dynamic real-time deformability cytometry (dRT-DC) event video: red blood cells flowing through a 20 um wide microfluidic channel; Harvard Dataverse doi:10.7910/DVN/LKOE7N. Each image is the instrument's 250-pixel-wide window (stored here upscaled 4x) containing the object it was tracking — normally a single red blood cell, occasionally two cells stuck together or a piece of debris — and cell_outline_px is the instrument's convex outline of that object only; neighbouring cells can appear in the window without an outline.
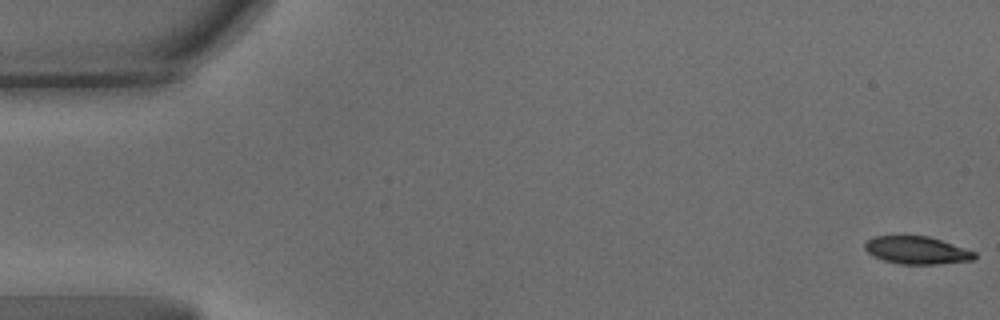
{"species": "common noctule bat (a hibernating species)", "species_latin": "Nyctalus noctula", "temperature_condition": "warm", "stored_images_in_passage": 63, "camera_frame_rate_fps": 3000, "um_per_image_px": 0.085, "animal": {"sex": "male", "body_mass_g": 15.6}, "frame": {"image": 1, "passage_image": 1, "time_ms": 0.0, "image_size_px": [1000, 320], "cell_outline_px": [[976, 256], [972, 260], [940, 264], [900, 264], [884, 260], [872, 256], [864, 248], [864, 244], [872, 236], [904, 232], [928, 236], [976, 252]], "centroid_in_image_um": [77.85, 21.22], "position_along_channel_um": 7.2, "area_um2": 18.38}}
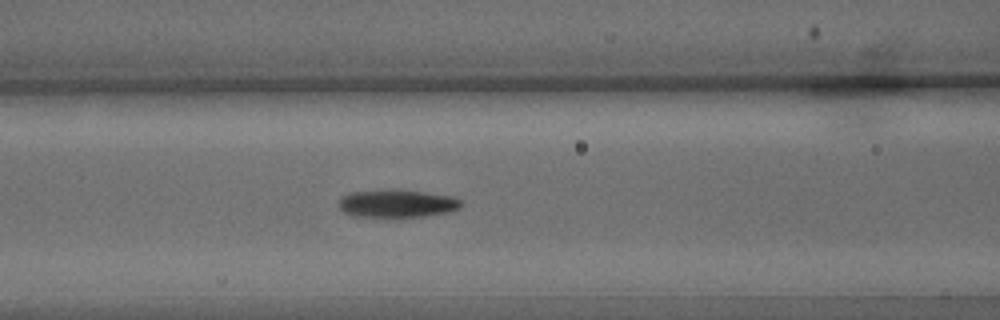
{"frame": {"image": 2, "passage_image": 26, "time_ms": 8.333, "image_size_px": [1000, 320], "cell_outline_px": [[464, 204], [460, 208], [448, 212], [400, 220], [388, 220], [352, 216], [344, 212], [340, 208], [340, 200], [344, 196], [352, 192], [424, 192], [452, 196], [464, 200]], "centroid_in_image_um": [33.81, 17.4], "position_along_channel_um": 132.8, "area_um2": 20.06}}
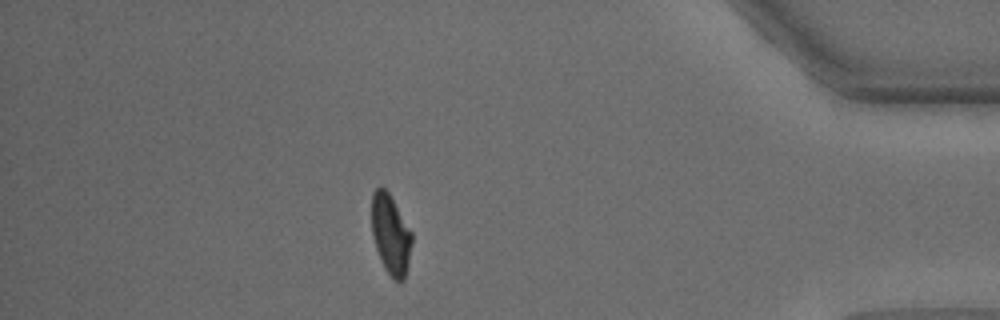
{"frame": {"image": 3, "passage_image": 55, "time_ms": 18.0, "image_size_px": [1000, 320], "cell_outline_px": [[412, 244], [404, 280], [396, 280], [384, 268], [376, 248], [372, 236], [372, 192], [380, 184], [388, 192], [412, 232]], "centroid_in_image_um": [33.19, 19.89], "position_along_channel_um": 402.0, "area_um2": 18.5}, "authors_computed_cell_mechanics": {"area_um2": 19.5942, "velocity_mm_per_s": 3.2246, "shape_relaxation_time_tau1_ms": 4.7869, "shape_relaxation_time_tau2_ms": 2.4813, "deformation_change_tau1": 0.1865, "deformation_change_tau2": 0.0836}}